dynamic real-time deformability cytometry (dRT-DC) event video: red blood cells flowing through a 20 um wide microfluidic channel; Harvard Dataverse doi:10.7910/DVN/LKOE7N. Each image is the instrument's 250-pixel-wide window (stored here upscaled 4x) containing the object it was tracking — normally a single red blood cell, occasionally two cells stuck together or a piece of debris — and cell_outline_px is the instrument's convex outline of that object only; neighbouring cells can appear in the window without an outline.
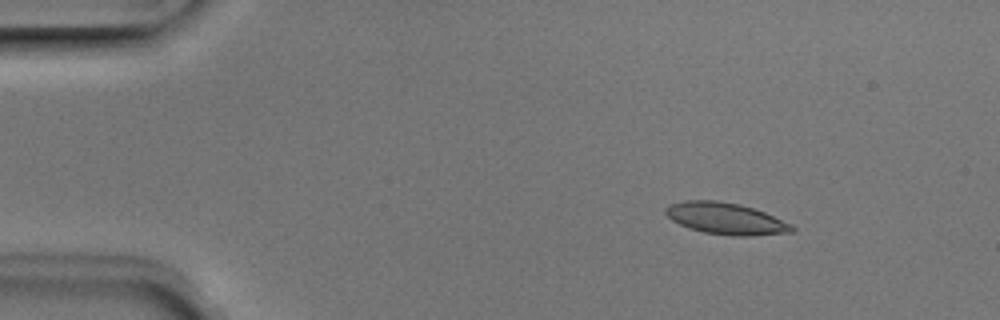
{"species": "Egyptian fruit bat (a non-hibernating species)", "species_latin": "Rousettus aegyptiacus", "temperature_condition": "room temperature", "stored_images_in_passage": 3, "camera_frame_rate_fps": 3000, "um_per_image_px": 0.085, "animal": {"sex": "male"}, "frame": {"image": 1, "passage_image": 2, "time_ms": 0.333, "image_size_px": [1000, 320], "cell_outline_px": [[796, 232], [752, 236], [732, 236], [704, 232], [688, 228], [672, 220], [664, 212], [664, 208], [668, 204], [684, 200], [716, 200], [740, 204], [764, 212], [792, 224], [796, 228]], "centroid_in_image_um": [61.7, 18.58], "position_along_channel_um": 23.3, "area_um2": 23.52}}